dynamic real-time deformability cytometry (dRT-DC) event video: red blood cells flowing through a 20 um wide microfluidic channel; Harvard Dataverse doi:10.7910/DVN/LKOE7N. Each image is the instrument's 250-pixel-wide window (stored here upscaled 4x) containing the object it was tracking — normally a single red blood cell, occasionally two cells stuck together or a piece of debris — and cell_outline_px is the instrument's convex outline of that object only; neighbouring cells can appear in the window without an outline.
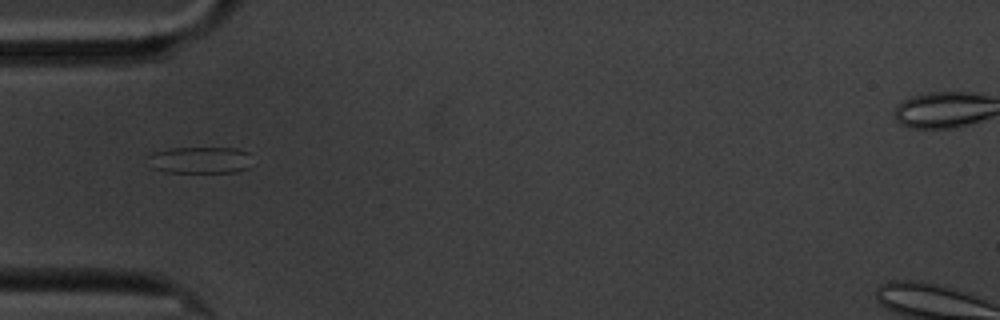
{"species": "common noctule bat (a hibernating species)", "species_latin": "Nyctalus noctula", "temperature_condition": "cold", "stored_images_in_passage": 8, "camera_frame_rate_fps": 3000, "um_per_image_px": 0.085, "animal": {"sex": "male", "body_mass_g": 20.1, "forearm_length_mm": 53.5}, "frame": {"image": 1, "passage_image": 1, "time_ms": 0.0, "image_size_px": [1000, 320], "cell_outline_px": [[248, 168], [236, 172], [164, 172], [152, 168], [144, 164], [144, 156], [152, 152], [172, 148], [236, 148], [248, 152]], "centroid_in_image_um": [16.84, 13.61], "position_along_channel_um": 68.2, "area_um2": 16.53}}
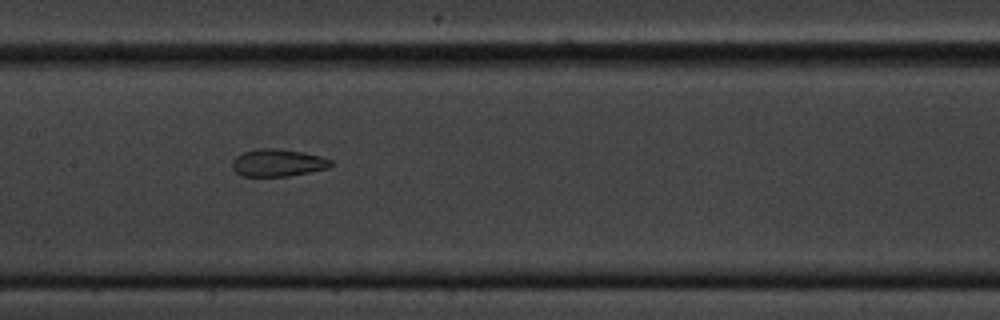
{"frame": {"image": 2, "passage_image": 4, "time_ms": 3.333, "image_size_px": [1000, 320], "cell_outline_px": [[332, 164], [328, 168], [288, 176], [240, 176], [232, 168], [232, 160], [236, 156], [244, 152], [256, 148], [280, 148], [320, 156], [332, 160]], "centroid_in_image_um": [23.57, 13.83], "position_along_channel_um": 183.8, "area_um2": 15.72}}
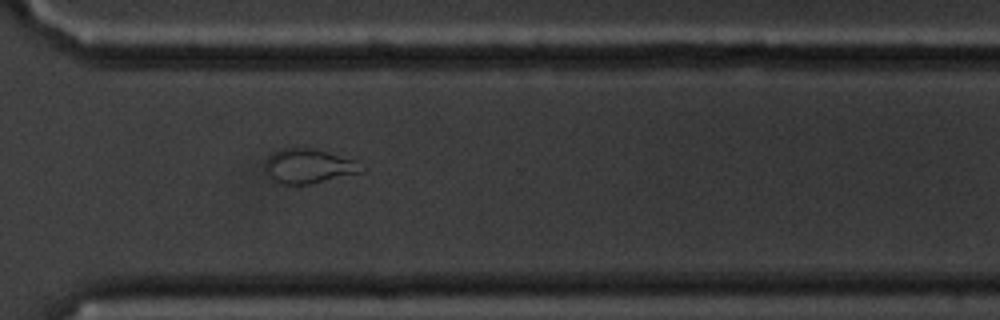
{"frame": {"image": 3, "passage_image": 8, "time_ms": 8.0, "image_size_px": [1000, 320], "cell_outline_px": [[364, 172], [312, 184], [280, 184], [272, 180], [268, 176], [264, 168], [264, 164], [268, 156], [272, 152], [284, 148], [312, 148], [356, 160], [364, 168]], "centroid_in_image_um": [26.22, 14.13], "position_along_channel_um": 344.4, "area_um2": 19.59}}